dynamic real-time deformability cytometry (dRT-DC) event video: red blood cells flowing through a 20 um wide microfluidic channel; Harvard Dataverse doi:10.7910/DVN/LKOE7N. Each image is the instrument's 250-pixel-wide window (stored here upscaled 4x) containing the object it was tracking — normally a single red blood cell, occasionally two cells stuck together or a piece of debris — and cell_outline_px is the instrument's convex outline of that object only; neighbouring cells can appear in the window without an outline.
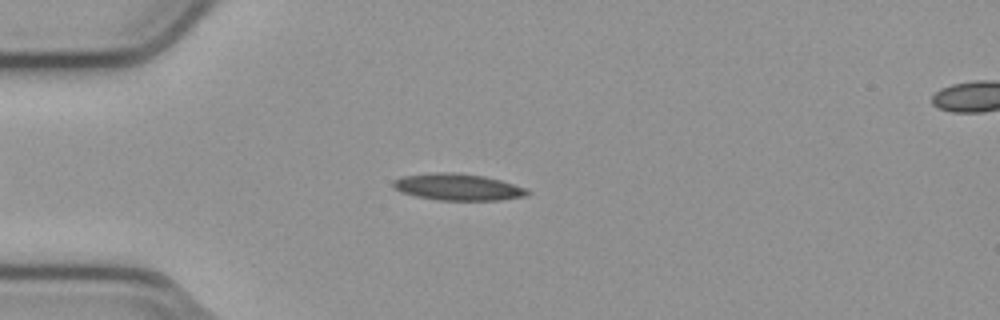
{"species": "common noctule bat (a hibernating species)", "species_latin": "Nyctalus noctula", "temperature_condition": "cold", "stored_images_in_passage": 51, "camera_frame_rate_fps": 3000, "um_per_image_px": 0.085, "animal": {"sex": "male", "body_mass_g": 23.1, "forearm_length_mm": 52.7}, "frame": {"image": 1, "passage_image": 11, "time_ms": 3.333, "image_size_px": [1000, 320], "cell_outline_px": [[532, 192], [528, 196], [500, 200], [440, 200], [416, 196], [400, 192], [392, 188], [392, 180], [400, 176], [436, 172], [452, 172], [484, 176], [500, 180], [524, 188]], "centroid_in_image_um": [38.87, 15.9], "position_along_channel_um": 46.1, "area_um2": 20.98}}
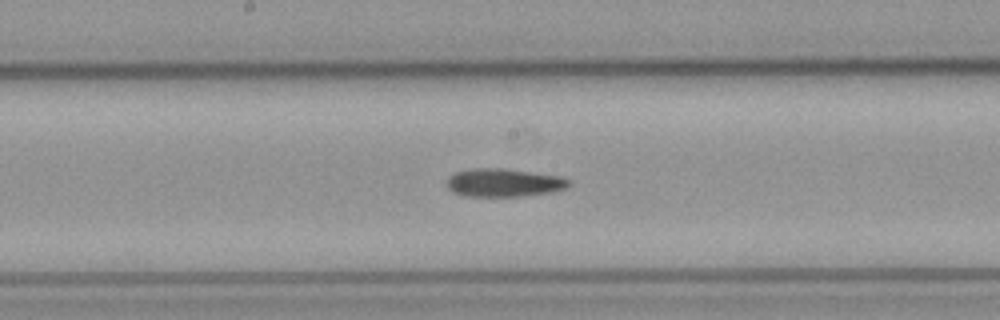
{"frame": {"image": 2, "passage_image": 25, "time_ms": 8.0, "image_size_px": [1000, 320], "cell_outline_px": [[572, 184], [568, 188], [552, 192], [524, 196], [464, 196], [452, 192], [444, 184], [448, 176], [456, 172], [472, 168], [504, 168], [560, 176], [572, 180]], "centroid_in_image_um": [42.83, 15.53], "position_along_channel_um": 205.4, "area_um2": 20.46}}
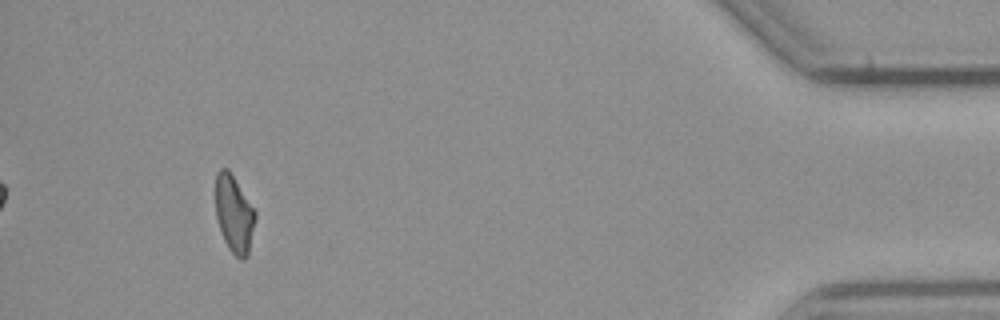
{"frame": {"image": 3, "passage_image": 47, "time_ms": 15.333, "image_size_px": [1000, 320], "cell_outline_px": [[256, 220], [248, 256], [244, 260], [240, 260], [228, 248], [224, 240], [216, 216], [216, 172], [220, 168], [228, 168], [256, 212]], "centroid_in_image_um": [19.91, 18.21], "position_along_channel_um": 415.3, "area_um2": 17.92}}